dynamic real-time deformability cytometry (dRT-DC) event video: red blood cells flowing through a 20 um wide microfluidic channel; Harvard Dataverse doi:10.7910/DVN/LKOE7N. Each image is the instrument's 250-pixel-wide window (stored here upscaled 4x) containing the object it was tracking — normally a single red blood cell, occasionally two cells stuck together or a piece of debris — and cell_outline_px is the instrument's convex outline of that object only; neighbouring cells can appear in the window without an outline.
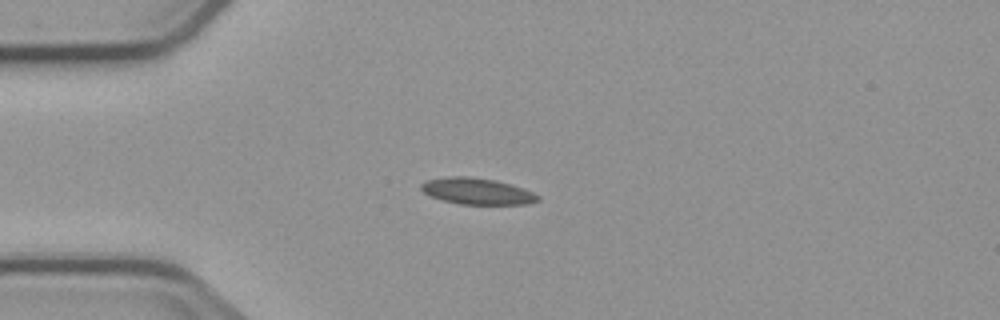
{"species": "common noctule bat (a hibernating species)", "species_latin": "Nyctalus noctula", "temperature_condition": "cold", "stored_images_in_passage": 6, "camera_frame_rate_fps": 3000, "um_per_image_px": 0.085, "animal": {"sex": "male", "body_mass_g": 23.1, "forearm_length_mm": 52.7}, "frame": {"image": 1, "passage_image": 4, "time_ms": 3.667, "image_size_px": [1000, 320], "cell_outline_px": [[540, 200], [528, 204], [460, 204], [444, 200], [432, 196], [424, 192], [420, 188], [420, 184], [428, 180], [448, 176], [468, 176], [492, 180], [508, 184], [532, 192], [540, 196]], "centroid_in_image_um": [40.54, 16.26], "position_along_channel_um": 44.5, "area_um2": 17.57}}
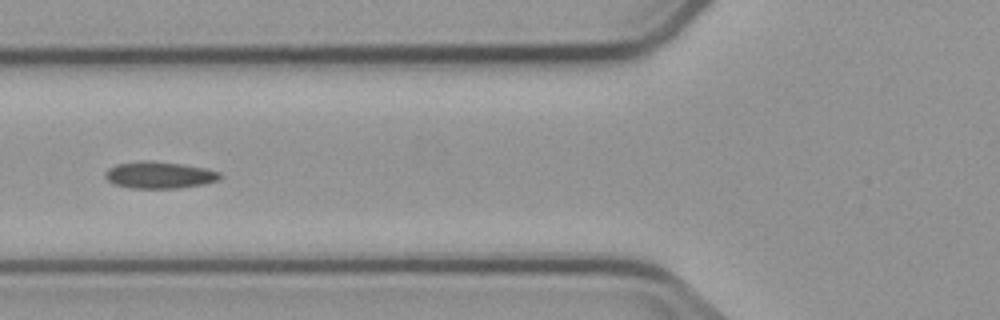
{"frame": {"image": 2, "passage_image": 6, "time_ms": 6.0, "image_size_px": [1000, 320], "cell_outline_px": [[220, 180], [180, 188], [128, 188], [112, 184], [104, 176], [104, 172], [108, 168], [116, 164], [144, 160], [152, 160], [180, 164], [204, 168], [220, 172]], "centroid_in_image_um": [13.48, 14.87], "position_along_channel_um": 112.3, "area_um2": 17.98}}